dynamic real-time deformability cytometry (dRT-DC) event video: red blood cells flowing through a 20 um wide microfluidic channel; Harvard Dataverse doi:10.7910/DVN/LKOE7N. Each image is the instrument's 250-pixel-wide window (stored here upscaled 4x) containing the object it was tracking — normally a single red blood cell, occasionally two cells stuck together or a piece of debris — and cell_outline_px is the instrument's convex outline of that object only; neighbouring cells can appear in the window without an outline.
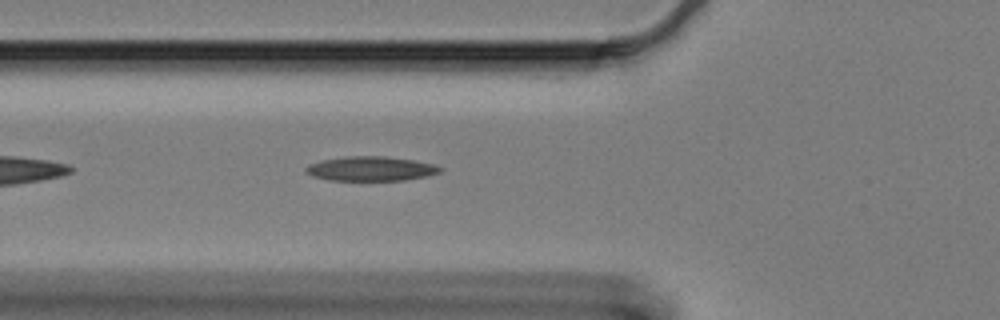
{"species": "Egyptian fruit bat (a non-hibernating species)", "species_latin": "Rousettus aegyptiacus", "temperature_condition": "cold", "stored_images_in_passage": 47, "segment_of_instrument_passage": [1, 2], "camera_frame_rate_fps": 3000, "um_per_image_px": 0.085, "animal": {"sex": "female"}, "frame": {"image": 1, "passage_image": 7, "time_ms": 2.0, "image_size_px": [1000, 320], "cell_outline_px": [[444, 168], [440, 172], [428, 176], [404, 180], [328, 180], [312, 176], [304, 172], [304, 168], [308, 164], [324, 160], [344, 156], [388, 156], [412, 160], [432, 164]], "centroid_in_image_um": [31.49, 14.34], "position_along_channel_um": 94.3, "area_um2": 19.19}}
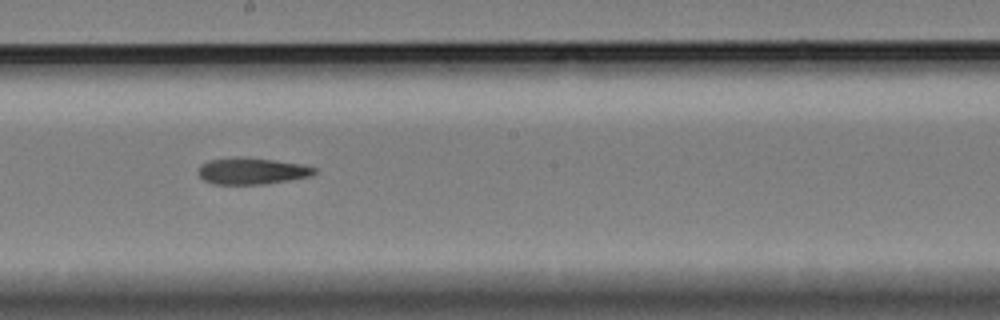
{"frame": {"image": 2, "passage_image": 19, "time_ms": 6.0, "image_size_px": [1000, 320], "cell_outline_px": [[316, 172], [312, 176], [264, 184], [216, 184], [204, 180], [200, 176], [200, 164], [208, 160], [236, 156], [272, 160], [304, 164], [316, 168]], "centroid_in_image_um": [21.43, 14.53], "position_along_channel_um": 226.8, "area_um2": 17.92}}
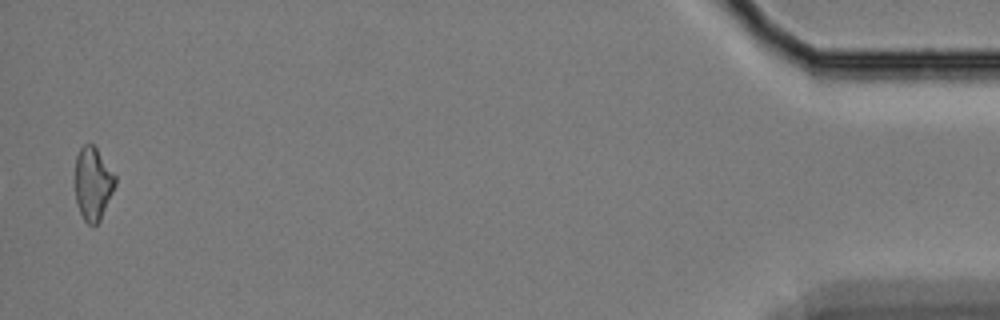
{"frame": {"image": 3, "passage_image": 45, "time_ms": 14.667, "image_size_px": [1000, 320], "cell_outline_px": [[116, 184], [100, 220], [92, 228], [84, 220], [80, 212], [76, 200], [76, 156], [80, 148], [84, 144], [92, 144], [96, 148], [116, 176]], "centroid_in_image_um": [7.9, 15.63], "position_along_channel_um": 427.3, "area_um2": 16.88}}